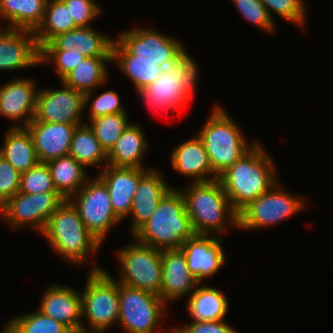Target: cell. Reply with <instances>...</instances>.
<instances>
[{"label": "cell", "mask_w": 333, "mask_h": 333, "mask_svg": "<svg viewBox=\"0 0 333 333\" xmlns=\"http://www.w3.org/2000/svg\"><path fill=\"white\" fill-rule=\"evenodd\" d=\"M71 333H87V332H84V331H76V332H71Z\"/></svg>", "instance_id": "44"}, {"label": "cell", "mask_w": 333, "mask_h": 333, "mask_svg": "<svg viewBox=\"0 0 333 333\" xmlns=\"http://www.w3.org/2000/svg\"><path fill=\"white\" fill-rule=\"evenodd\" d=\"M187 308L192 321L224 320L229 301L220 289L199 283L188 298Z\"/></svg>", "instance_id": "28"}, {"label": "cell", "mask_w": 333, "mask_h": 333, "mask_svg": "<svg viewBox=\"0 0 333 333\" xmlns=\"http://www.w3.org/2000/svg\"><path fill=\"white\" fill-rule=\"evenodd\" d=\"M268 9V12L273 18L274 12L286 21L292 22L299 27H305L307 16L306 3L303 0H261ZM271 10V11H270Z\"/></svg>", "instance_id": "39"}, {"label": "cell", "mask_w": 333, "mask_h": 333, "mask_svg": "<svg viewBox=\"0 0 333 333\" xmlns=\"http://www.w3.org/2000/svg\"><path fill=\"white\" fill-rule=\"evenodd\" d=\"M162 286L160 297L168 304L191 295L199 282L190 273L181 249L161 250Z\"/></svg>", "instance_id": "19"}, {"label": "cell", "mask_w": 333, "mask_h": 333, "mask_svg": "<svg viewBox=\"0 0 333 333\" xmlns=\"http://www.w3.org/2000/svg\"><path fill=\"white\" fill-rule=\"evenodd\" d=\"M62 89H38L33 120L48 123L83 124L84 93L62 82Z\"/></svg>", "instance_id": "14"}, {"label": "cell", "mask_w": 333, "mask_h": 333, "mask_svg": "<svg viewBox=\"0 0 333 333\" xmlns=\"http://www.w3.org/2000/svg\"><path fill=\"white\" fill-rule=\"evenodd\" d=\"M79 125L82 124L32 120L26 128L32 136L40 163L69 155L73 133Z\"/></svg>", "instance_id": "21"}, {"label": "cell", "mask_w": 333, "mask_h": 333, "mask_svg": "<svg viewBox=\"0 0 333 333\" xmlns=\"http://www.w3.org/2000/svg\"><path fill=\"white\" fill-rule=\"evenodd\" d=\"M4 330L7 333H71L64 324L36 310L9 319Z\"/></svg>", "instance_id": "34"}, {"label": "cell", "mask_w": 333, "mask_h": 333, "mask_svg": "<svg viewBox=\"0 0 333 333\" xmlns=\"http://www.w3.org/2000/svg\"><path fill=\"white\" fill-rule=\"evenodd\" d=\"M69 9L75 24L78 27H91V21L98 18L101 7L95 0H62Z\"/></svg>", "instance_id": "40"}, {"label": "cell", "mask_w": 333, "mask_h": 333, "mask_svg": "<svg viewBox=\"0 0 333 333\" xmlns=\"http://www.w3.org/2000/svg\"><path fill=\"white\" fill-rule=\"evenodd\" d=\"M128 113L108 114L86 122L93 130L102 149L108 154L114 147L120 135L132 123Z\"/></svg>", "instance_id": "35"}, {"label": "cell", "mask_w": 333, "mask_h": 333, "mask_svg": "<svg viewBox=\"0 0 333 333\" xmlns=\"http://www.w3.org/2000/svg\"><path fill=\"white\" fill-rule=\"evenodd\" d=\"M86 58L75 50H40V64H55V71L62 81L81 61Z\"/></svg>", "instance_id": "38"}, {"label": "cell", "mask_w": 333, "mask_h": 333, "mask_svg": "<svg viewBox=\"0 0 333 333\" xmlns=\"http://www.w3.org/2000/svg\"><path fill=\"white\" fill-rule=\"evenodd\" d=\"M4 137L0 156L20 173L40 163L32 136L26 127H10Z\"/></svg>", "instance_id": "27"}, {"label": "cell", "mask_w": 333, "mask_h": 333, "mask_svg": "<svg viewBox=\"0 0 333 333\" xmlns=\"http://www.w3.org/2000/svg\"><path fill=\"white\" fill-rule=\"evenodd\" d=\"M0 29V71L32 68L40 64V48L33 31Z\"/></svg>", "instance_id": "15"}, {"label": "cell", "mask_w": 333, "mask_h": 333, "mask_svg": "<svg viewBox=\"0 0 333 333\" xmlns=\"http://www.w3.org/2000/svg\"><path fill=\"white\" fill-rule=\"evenodd\" d=\"M47 0H0V18L6 28L35 32L44 19Z\"/></svg>", "instance_id": "30"}, {"label": "cell", "mask_w": 333, "mask_h": 333, "mask_svg": "<svg viewBox=\"0 0 333 333\" xmlns=\"http://www.w3.org/2000/svg\"><path fill=\"white\" fill-rule=\"evenodd\" d=\"M238 12L265 32H275V22L261 0H232Z\"/></svg>", "instance_id": "37"}, {"label": "cell", "mask_w": 333, "mask_h": 333, "mask_svg": "<svg viewBox=\"0 0 333 333\" xmlns=\"http://www.w3.org/2000/svg\"><path fill=\"white\" fill-rule=\"evenodd\" d=\"M112 63L118 64V68L135 86L136 93L151 85L164 69L156 61L134 60V55H131L116 37L112 45Z\"/></svg>", "instance_id": "29"}, {"label": "cell", "mask_w": 333, "mask_h": 333, "mask_svg": "<svg viewBox=\"0 0 333 333\" xmlns=\"http://www.w3.org/2000/svg\"><path fill=\"white\" fill-rule=\"evenodd\" d=\"M69 155L85 168L98 166L103 169L108 164L106 152L87 123L75 128Z\"/></svg>", "instance_id": "32"}, {"label": "cell", "mask_w": 333, "mask_h": 333, "mask_svg": "<svg viewBox=\"0 0 333 333\" xmlns=\"http://www.w3.org/2000/svg\"><path fill=\"white\" fill-rule=\"evenodd\" d=\"M108 62H112V57H86L60 82L84 93V108H86L94 90L108 80Z\"/></svg>", "instance_id": "26"}, {"label": "cell", "mask_w": 333, "mask_h": 333, "mask_svg": "<svg viewBox=\"0 0 333 333\" xmlns=\"http://www.w3.org/2000/svg\"><path fill=\"white\" fill-rule=\"evenodd\" d=\"M21 173L0 156V207L19 192Z\"/></svg>", "instance_id": "41"}, {"label": "cell", "mask_w": 333, "mask_h": 333, "mask_svg": "<svg viewBox=\"0 0 333 333\" xmlns=\"http://www.w3.org/2000/svg\"><path fill=\"white\" fill-rule=\"evenodd\" d=\"M47 287L37 310L66 325L72 332L82 331L86 325L82 321L81 292L58 284Z\"/></svg>", "instance_id": "18"}, {"label": "cell", "mask_w": 333, "mask_h": 333, "mask_svg": "<svg viewBox=\"0 0 333 333\" xmlns=\"http://www.w3.org/2000/svg\"><path fill=\"white\" fill-rule=\"evenodd\" d=\"M90 120L108 114L127 113L116 91L109 90L99 94L90 105Z\"/></svg>", "instance_id": "42"}, {"label": "cell", "mask_w": 333, "mask_h": 333, "mask_svg": "<svg viewBox=\"0 0 333 333\" xmlns=\"http://www.w3.org/2000/svg\"><path fill=\"white\" fill-rule=\"evenodd\" d=\"M64 200L58 192H18L0 207V218L12 228L30 225L42 234L50 216Z\"/></svg>", "instance_id": "13"}, {"label": "cell", "mask_w": 333, "mask_h": 333, "mask_svg": "<svg viewBox=\"0 0 333 333\" xmlns=\"http://www.w3.org/2000/svg\"><path fill=\"white\" fill-rule=\"evenodd\" d=\"M19 192L27 194L57 192L46 163H39L21 173Z\"/></svg>", "instance_id": "36"}, {"label": "cell", "mask_w": 333, "mask_h": 333, "mask_svg": "<svg viewBox=\"0 0 333 333\" xmlns=\"http://www.w3.org/2000/svg\"><path fill=\"white\" fill-rule=\"evenodd\" d=\"M185 189L180 191L197 235L222 234L229 225L238 228V212L232 207L218 179L192 182Z\"/></svg>", "instance_id": "3"}, {"label": "cell", "mask_w": 333, "mask_h": 333, "mask_svg": "<svg viewBox=\"0 0 333 333\" xmlns=\"http://www.w3.org/2000/svg\"><path fill=\"white\" fill-rule=\"evenodd\" d=\"M35 82L27 78H15L0 86V115L27 127L34 119L38 90Z\"/></svg>", "instance_id": "17"}, {"label": "cell", "mask_w": 333, "mask_h": 333, "mask_svg": "<svg viewBox=\"0 0 333 333\" xmlns=\"http://www.w3.org/2000/svg\"><path fill=\"white\" fill-rule=\"evenodd\" d=\"M77 27L62 0H47L44 19L34 34L37 44L41 48L56 35Z\"/></svg>", "instance_id": "33"}, {"label": "cell", "mask_w": 333, "mask_h": 333, "mask_svg": "<svg viewBox=\"0 0 333 333\" xmlns=\"http://www.w3.org/2000/svg\"><path fill=\"white\" fill-rule=\"evenodd\" d=\"M114 38L98 32L93 26L77 27L60 33L44 44L40 50H76L86 57H112Z\"/></svg>", "instance_id": "22"}, {"label": "cell", "mask_w": 333, "mask_h": 333, "mask_svg": "<svg viewBox=\"0 0 333 333\" xmlns=\"http://www.w3.org/2000/svg\"><path fill=\"white\" fill-rule=\"evenodd\" d=\"M280 184L277 181L268 191L238 212V228L256 230L275 226L306 207L305 198L290 194Z\"/></svg>", "instance_id": "8"}, {"label": "cell", "mask_w": 333, "mask_h": 333, "mask_svg": "<svg viewBox=\"0 0 333 333\" xmlns=\"http://www.w3.org/2000/svg\"><path fill=\"white\" fill-rule=\"evenodd\" d=\"M161 175L157 169L151 168L139 180L129 213L133 217L130 224L132 235L150 219L160 200L172 188Z\"/></svg>", "instance_id": "24"}, {"label": "cell", "mask_w": 333, "mask_h": 333, "mask_svg": "<svg viewBox=\"0 0 333 333\" xmlns=\"http://www.w3.org/2000/svg\"><path fill=\"white\" fill-rule=\"evenodd\" d=\"M145 132L137 123H131L120 135L111 151L107 154L108 164L114 167L145 168L142 157L148 149Z\"/></svg>", "instance_id": "25"}, {"label": "cell", "mask_w": 333, "mask_h": 333, "mask_svg": "<svg viewBox=\"0 0 333 333\" xmlns=\"http://www.w3.org/2000/svg\"><path fill=\"white\" fill-rule=\"evenodd\" d=\"M166 333H238L224 320L217 321H191L190 324L173 327Z\"/></svg>", "instance_id": "43"}, {"label": "cell", "mask_w": 333, "mask_h": 333, "mask_svg": "<svg viewBox=\"0 0 333 333\" xmlns=\"http://www.w3.org/2000/svg\"><path fill=\"white\" fill-rule=\"evenodd\" d=\"M0 333H7L4 329Z\"/></svg>", "instance_id": "45"}, {"label": "cell", "mask_w": 333, "mask_h": 333, "mask_svg": "<svg viewBox=\"0 0 333 333\" xmlns=\"http://www.w3.org/2000/svg\"><path fill=\"white\" fill-rule=\"evenodd\" d=\"M261 144L256 141L248 152L218 177L237 212L279 180L273 158Z\"/></svg>", "instance_id": "1"}, {"label": "cell", "mask_w": 333, "mask_h": 333, "mask_svg": "<svg viewBox=\"0 0 333 333\" xmlns=\"http://www.w3.org/2000/svg\"><path fill=\"white\" fill-rule=\"evenodd\" d=\"M236 124L224 107L215 105L197 133L204 144L211 167L218 176L256 144L246 141L240 126Z\"/></svg>", "instance_id": "5"}, {"label": "cell", "mask_w": 333, "mask_h": 333, "mask_svg": "<svg viewBox=\"0 0 333 333\" xmlns=\"http://www.w3.org/2000/svg\"><path fill=\"white\" fill-rule=\"evenodd\" d=\"M222 238L217 235H195L183 242L180 248L186 256L190 273L201 283L213 277L225 260Z\"/></svg>", "instance_id": "16"}, {"label": "cell", "mask_w": 333, "mask_h": 333, "mask_svg": "<svg viewBox=\"0 0 333 333\" xmlns=\"http://www.w3.org/2000/svg\"><path fill=\"white\" fill-rule=\"evenodd\" d=\"M170 162L171 168L189 176L193 179L191 182H206L217 180L219 177L213 171L204 144L197 134L193 139L175 146L170 155Z\"/></svg>", "instance_id": "23"}, {"label": "cell", "mask_w": 333, "mask_h": 333, "mask_svg": "<svg viewBox=\"0 0 333 333\" xmlns=\"http://www.w3.org/2000/svg\"><path fill=\"white\" fill-rule=\"evenodd\" d=\"M166 303L154 293L119 283L118 324L127 333H156Z\"/></svg>", "instance_id": "10"}, {"label": "cell", "mask_w": 333, "mask_h": 333, "mask_svg": "<svg viewBox=\"0 0 333 333\" xmlns=\"http://www.w3.org/2000/svg\"><path fill=\"white\" fill-rule=\"evenodd\" d=\"M90 268L81 291L82 319L85 317L88 322V327L82 328V331L103 333L118 324L119 283L104 268L96 264Z\"/></svg>", "instance_id": "7"}, {"label": "cell", "mask_w": 333, "mask_h": 333, "mask_svg": "<svg viewBox=\"0 0 333 333\" xmlns=\"http://www.w3.org/2000/svg\"><path fill=\"white\" fill-rule=\"evenodd\" d=\"M116 251L120 264L118 283L160 296L162 286L161 250L133 240Z\"/></svg>", "instance_id": "9"}, {"label": "cell", "mask_w": 333, "mask_h": 333, "mask_svg": "<svg viewBox=\"0 0 333 333\" xmlns=\"http://www.w3.org/2000/svg\"><path fill=\"white\" fill-rule=\"evenodd\" d=\"M77 208L86 229L103 244L110 228L121 221L116 217L104 181L97 175L69 199Z\"/></svg>", "instance_id": "11"}, {"label": "cell", "mask_w": 333, "mask_h": 333, "mask_svg": "<svg viewBox=\"0 0 333 333\" xmlns=\"http://www.w3.org/2000/svg\"><path fill=\"white\" fill-rule=\"evenodd\" d=\"M46 164L57 192L64 199H70L85 185L88 179L86 168L71 155L52 159Z\"/></svg>", "instance_id": "31"}, {"label": "cell", "mask_w": 333, "mask_h": 333, "mask_svg": "<svg viewBox=\"0 0 333 333\" xmlns=\"http://www.w3.org/2000/svg\"><path fill=\"white\" fill-rule=\"evenodd\" d=\"M42 235L55 253L76 265L95 255L102 245L86 229L77 208L69 199H65L53 212Z\"/></svg>", "instance_id": "4"}, {"label": "cell", "mask_w": 333, "mask_h": 333, "mask_svg": "<svg viewBox=\"0 0 333 333\" xmlns=\"http://www.w3.org/2000/svg\"><path fill=\"white\" fill-rule=\"evenodd\" d=\"M198 67L187 53L176 64L163 69L161 75L137 94L145 105L160 112L183 108L194 97L198 84Z\"/></svg>", "instance_id": "6"}, {"label": "cell", "mask_w": 333, "mask_h": 333, "mask_svg": "<svg viewBox=\"0 0 333 333\" xmlns=\"http://www.w3.org/2000/svg\"><path fill=\"white\" fill-rule=\"evenodd\" d=\"M155 30L148 27L131 28L119 33L116 40L134 55V60L156 61L163 68L176 64L188 53L178 38Z\"/></svg>", "instance_id": "12"}, {"label": "cell", "mask_w": 333, "mask_h": 333, "mask_svg": "<svg viewBox=\"0 0 333 333\" xmlns=\"http://www.w3.org/2000/svg\"><path fill=\"white\" fill-rule=\"evenodd\" d=\"M196 235L180 189L172 187L160 200L150 219L132 236L137 242L159 250L180 249Z\"/></svg>", "instance_id": "2"}, {"label": "cell", "mask_w": 333, "mask_h": 333, "mask_svg": "<svg viewBox=\"0 0 333 333\" xmlns=\"http://www.w3.org/2000/svg\"><path fill=\"white\" fill-rule=\"evenodd\" d=\"M101 170L98 176L108 187L113 211L123 221L130 213L139 180L149 169L106 165Z\"/></svg>", "instance_id": "20"}]
</instances>
